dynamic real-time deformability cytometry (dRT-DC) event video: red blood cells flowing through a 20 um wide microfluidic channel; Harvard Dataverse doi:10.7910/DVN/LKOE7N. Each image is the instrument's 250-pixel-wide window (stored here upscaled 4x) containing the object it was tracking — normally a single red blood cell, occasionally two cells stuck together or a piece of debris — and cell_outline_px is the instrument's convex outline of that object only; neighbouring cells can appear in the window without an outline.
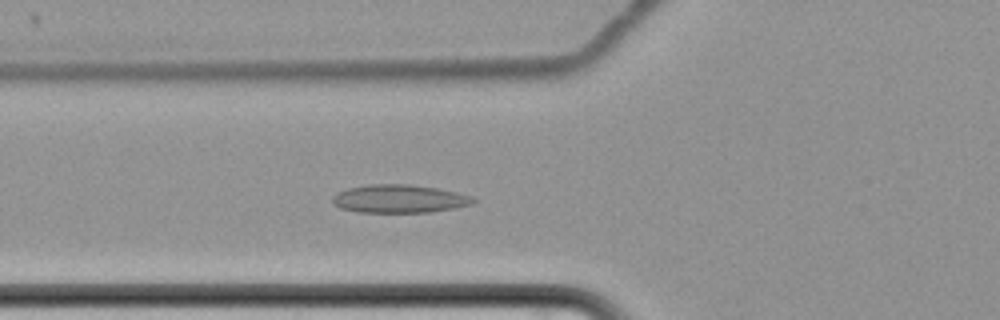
{"species": "common noctule bat (a hibernating species)", "species_latin": "Nyctalus noctula", "temperature_condition": "cold", "stored_images_in_passage": 67, "camera_frame_rate_fps": 3000, "um_per_image_px": 0.085, "animal": {"sex": "female", "body_mass_g": 22.7, "forearm_length_mm": 54.2}, "frame": {"image": 1, "passage_image": 29, "time_ms": 9.333, "image_size_px": [1000, 320], "cell_outline_px": [[476, 200], [472, 204], [456, 208], [428, 212], [360, 212], [340, 208], [332, 204], [332, 196], [348, 188], [368, 184], [408, 184], [436, 188], [456, 192], [472, 196]], "centroid_in_image_um": [33.94, 16.89], "position_along_channel_um": 91.9, "area_um2": 23.06}}
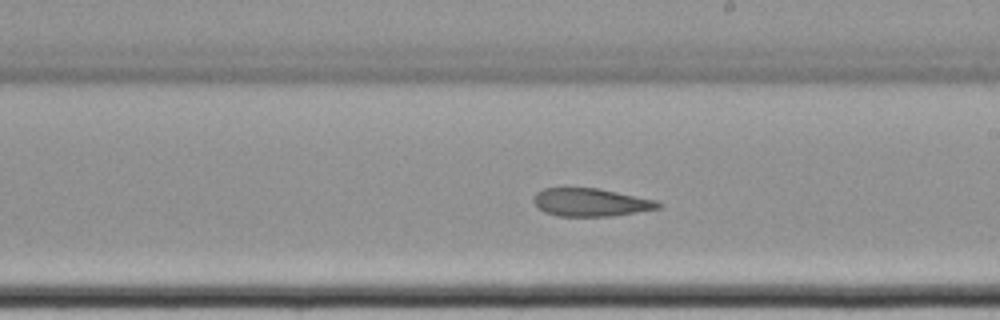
{"frame": {"image": 2, "passage_image": 42, "time_ms": 13.667, "image_size_px": [1000, 320], "cell_outline_px": [[664, 204], [660, 208], [612, 216], [556, 216], [544, 212], [532, 200], [532, 196], [536, 192], [544, 188], [596, 188], [656, 200]], "centroid_in_image_um": [50.19, 17.2], "position_along_channel_um": 238.8, "area_um2": 20.29}}
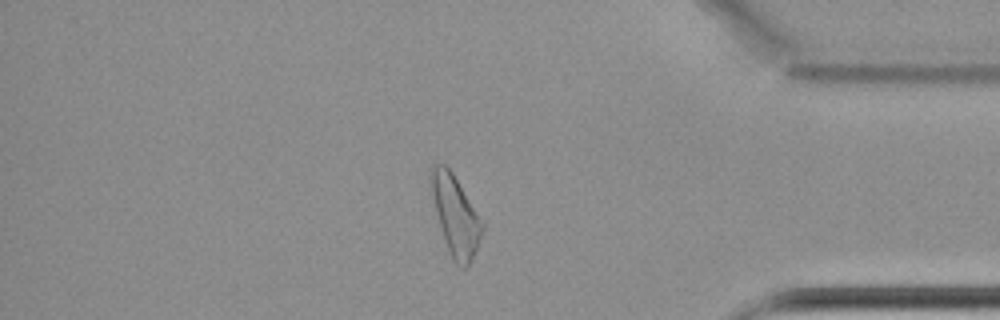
{"frame": {"image": 3, "passage_image": 58, "time_ms": 19.0, "image_size_px": [1000, 320], "cell_outline_px": [[484, 228], [472, 260], [464, 268], [456, 264], [452, 260], [448, 252], [444, 240], [436, 212], [428, 180], [428, 168], [432, 164], [444, 164], [452, 172], [484, 224]], "centroid_in_image_um": [38.67, 18.28], "position_along_channel_um": 396.5, "area_um2": 23.76}}